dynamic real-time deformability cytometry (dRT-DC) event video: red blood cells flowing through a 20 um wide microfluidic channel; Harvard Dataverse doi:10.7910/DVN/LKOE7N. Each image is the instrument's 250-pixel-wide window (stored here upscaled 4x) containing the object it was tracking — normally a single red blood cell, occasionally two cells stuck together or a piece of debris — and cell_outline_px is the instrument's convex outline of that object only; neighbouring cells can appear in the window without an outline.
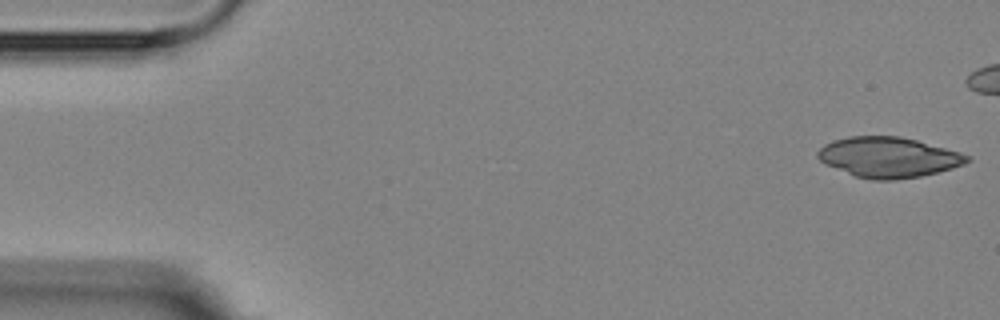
{"species": "Egyptian fruit bat (a non-hibernating species)", "species_latin": "Rousettus aegyptiacus", "temperature_condition": "room temperature", "stored_images_in_passage": 5, "camera_frame_rate_fps": 3000, "um_per_image_px": 0.085, "animal": {"sex": "female"}, "frame": {"image": 1, "passage_image": 1, "time_ms": 0.0, "image_size_px": [1000, 320], "cell_outline_px": [[972, 160], [964, 164], [952, 168], [920, 176], [896, 180], [872, 180], [856, 176], [824, 164], [816, 156], [816, 152], [824, 144], [832, 140], [848, 136], [900, 136], [916, 140], [960, 152], [972, 156]], "centroid_in_image_um": [75.5, 13.36], "position_along_channel_um": 9.5, "area_um2": 35.2}}
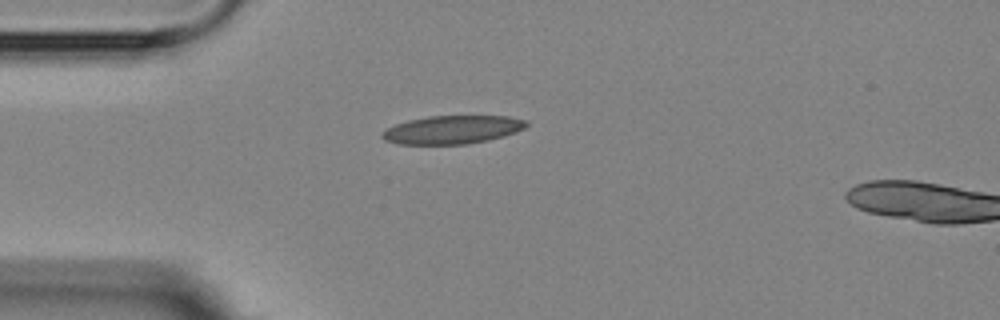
{"frame": {"image": 2, "passage_image": 5, "time_ms": 6.0, "image_size_px": [1000, 320], "cell_outline_px": [[528, 124], [524, 128], [516, 132], [504, 136], [488, 140], [468, 144], [400, 144], [384, 140], [380, 136], [388, 128], [396, 124], [408, 120], [428, 116], [508, 116], [528, 120]], "centroid_in_image_um": [38.48, 11.02], "position_along_channel_um": 46.5, "area_um2": 23.76}}